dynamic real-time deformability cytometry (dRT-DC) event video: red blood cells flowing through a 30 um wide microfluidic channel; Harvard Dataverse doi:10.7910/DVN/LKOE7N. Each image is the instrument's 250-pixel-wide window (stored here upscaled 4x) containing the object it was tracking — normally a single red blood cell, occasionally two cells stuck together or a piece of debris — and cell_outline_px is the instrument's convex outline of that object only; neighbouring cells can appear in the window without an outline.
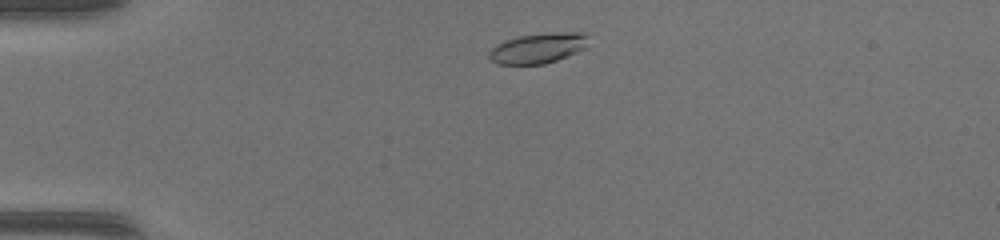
{"species": "common noctule bat (a hibernating species)", "species_latin": "Nyctalus noctula", "temperature_condition": "warm", "stored_images_in_passage": 42, "camera_frame_rate_fps": 3000, "um_per_image_px": 0.085, "animal": {"sex": "female", "body_mass_g": 17.0, "forearm_length_mm": 48.0}, "frame": {"image": 1, "passage_image": 4, "time_ms": 1.0, "image_size_px": [1000, 240], "cell_outline_px": [[588, 36], [584, 48], [576, 52], [556, 60], [544, 64], [496, 64], [488, 60], [488, 52], [496, 44], [504, 40], [516, 36], [564, 32], [580, 32]], "centroid_in_image_um": [45.64, 4.1], "position_along_channel_um": 39.4, "area_um2": 17.4}}
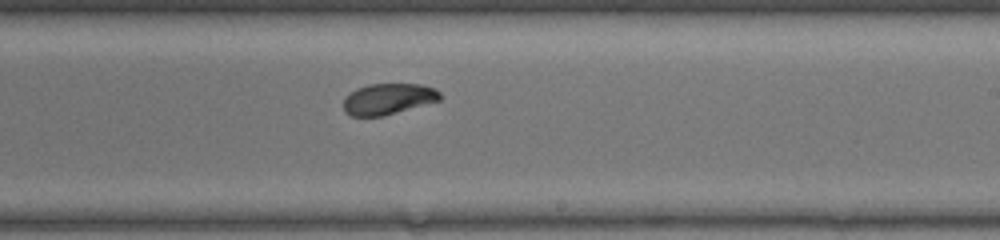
{"frame": {"image": 2, "passage_image": 23, "time_ms": 7.333, "image_size_px": [1000, 240], "cell_outline_px": [[440, 100], [384, 116], [352, 116], [344, 112], [344, 96], [348, 92], [356, 88], [368, 84], [420, 84], [436, 88], [440, 92]], "centroid_in_image_um": [32.96, 8.4], "position_along_channel_um": 256.0, "area_um2": 17.63}}
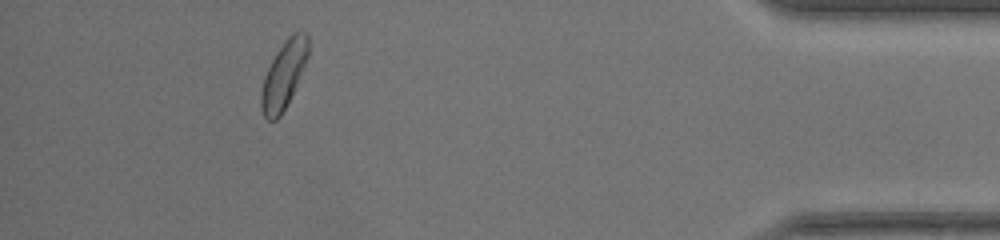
{"frame": {"image": 3, "passage_image": 38, "time_ms": 12.333, "image_size_px": [1000, 240], "cell_outline_px": [[308, 56], [292, 92], [280, 116], [276, 120], [268, 120], [264, 116], [260, 108], [260, 92], [264, 76], [276, 52], [284, 40], [292, 32], [304, 32], [308, 36]], "centroid_in_image_um": [24.08, 6.35], "position_along_channel_um": 411.1, "area_um2": 18.09}, "authors_computed_cell_mechanics": {"area_um2": 18.0336, "velocity_mm_per_s": 4.1468, "shape_relaxation_time_tau1_ms": 3.2934, "shape_relaxation_time_tau2_ms": 2.037, "deformation_change_tau1": 0.1081, "deformation_change_tau2": 0.0594}}